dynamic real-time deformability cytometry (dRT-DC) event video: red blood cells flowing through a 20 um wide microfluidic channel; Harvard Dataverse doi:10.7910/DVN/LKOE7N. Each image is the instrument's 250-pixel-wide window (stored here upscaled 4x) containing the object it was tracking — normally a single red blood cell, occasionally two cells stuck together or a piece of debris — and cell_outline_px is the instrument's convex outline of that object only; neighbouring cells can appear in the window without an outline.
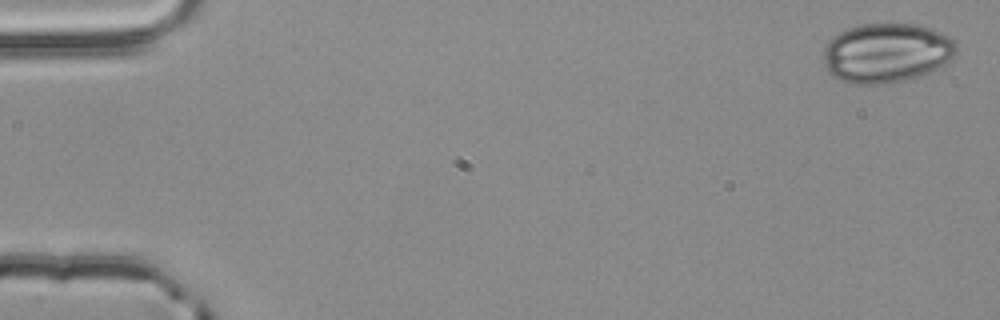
{"species": "common noctule bat (a hibernating species)", "species_latin": "Nyctalus noctula", "temperature_condition": "room temperature", "stored_images_in_passage": 3, "camera_frame_rate_fps": 3000, "um_per_image_px": 0.085, "animal": {"sex": "male", "body_mass_g": 20.4}, "frame": {"image": 1, "passage_image": 1, "time_ms": 0.0, "image_size_px": [1000, 320], "cell_outline_px": [[960, 48], [952, 60], [944, 68], [904, 80], [876, 84], [856, 84], [832, 76], [828, 72], [824, 64], [824, 48], [828, 40], [840, 32], [848, 28], [860, 24], [920, 24], [932, 28], [956, 40]], "centroid_in_image_um": [75.43, 4.48], "position_along_channel_um": 9.6, "area_um2": 46.7}}